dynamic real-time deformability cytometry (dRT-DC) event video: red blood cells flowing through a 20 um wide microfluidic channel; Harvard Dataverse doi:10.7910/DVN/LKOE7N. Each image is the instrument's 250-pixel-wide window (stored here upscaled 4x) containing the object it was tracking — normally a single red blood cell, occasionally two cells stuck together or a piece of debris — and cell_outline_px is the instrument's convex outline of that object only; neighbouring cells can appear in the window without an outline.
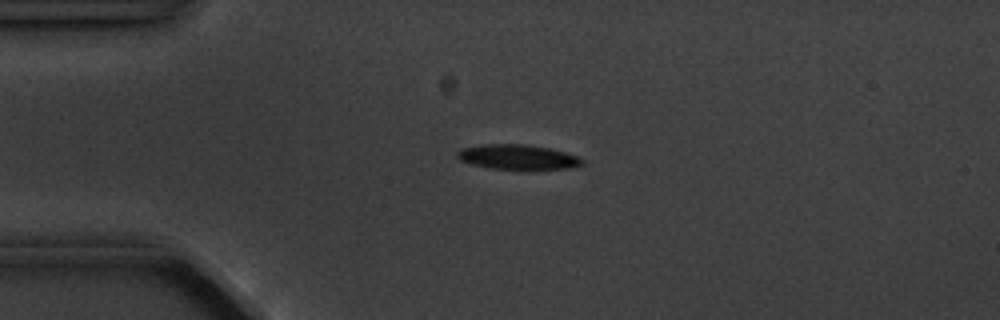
{"species": "common noctule bat (a hibernating species)", "species_latin": "Nyctalus noctula", "temperature_condition": "cold", "stored_images_in_passage": 10, "camera_frame_rate_fps": 3000, "um_per_image_px": 0.085, "animal": {"sex": "male", "body_mass_g": 20.1, "forearm_length_mm": 53.5}, "frame": {"image": 1, "passage_image": 4, "time_ms": 3.333, "image_size_px": [1000, 320], "cell_outline_px": [[584, 164], [572, 168], [524, 172], [488, 168], [472, 164], [460, 160], [456, 156], [456, 152], [460, 148], [484, 144], [524, 144], [552, 148], [580, 156], [584, 160]], "centroid_in_image_um": [44.08, 13.39], "position_along_channel_um": 40.9, "area_um2": 19.25}}
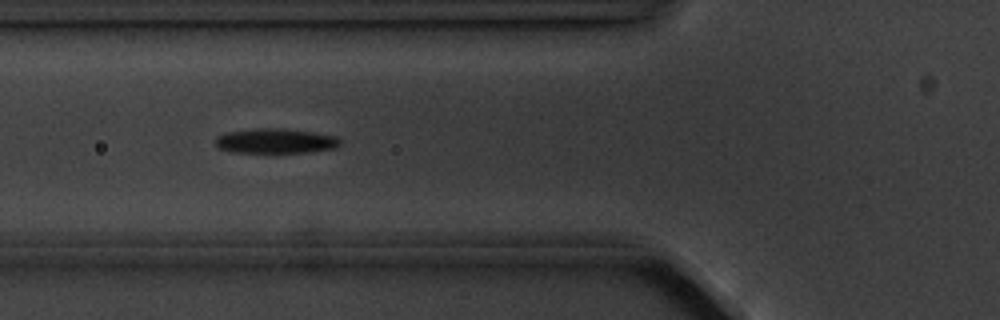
{"frame": {"image": 2, "passage_image": 6, "time_ms": 5.667, "image_size_px": [1000, 320], "cell_outline_px": [[340, 144], [336, 148], [308, 152], [232, 152], [216, 148], [216, 136], [228, 132], [252, 128], [280, 128], [312, 132], [336, 136], [340, 140]], "centroid_in_image_um": [23.39, 11.98], "position_along_channel_um": 102.4, "area_um2": 18.03}}